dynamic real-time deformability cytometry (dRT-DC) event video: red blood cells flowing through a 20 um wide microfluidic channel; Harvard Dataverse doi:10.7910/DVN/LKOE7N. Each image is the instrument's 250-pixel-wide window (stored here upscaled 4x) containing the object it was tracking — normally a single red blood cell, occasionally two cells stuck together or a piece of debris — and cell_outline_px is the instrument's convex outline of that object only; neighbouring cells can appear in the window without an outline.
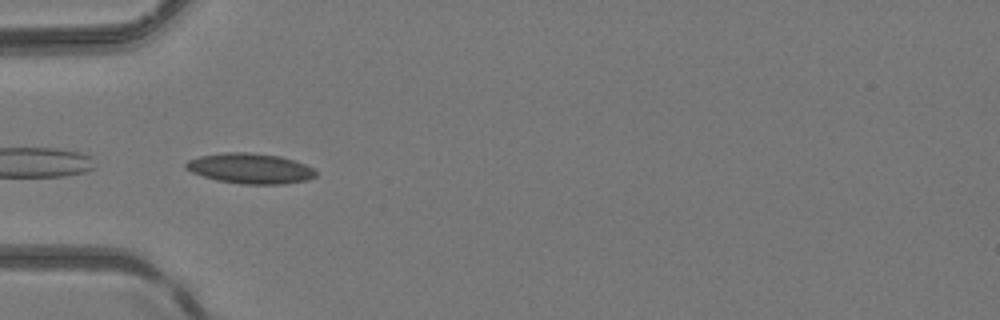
{"species": "common noctule bat (a hibernating species)", "species_latin": "Nyctalus noctula", "temperature_condition": "room temperature", "stored_images_in_passage": 8, "camera_frame_rate_fps": 3000, "um_per_image_px": 0.085, "animal": {"sex": "female", "body_mass_g": 24.6, "forearm_length_mm": 56.2}, "frame": {"image": 1, "passage_image": 3, "time_ms": 0.667, "image_size_px": [1000, 320], "cell_outline_px": [[316, 176], [308, 180], [284, 184], [240, 184], [216, 180], [192, 172], [184, 164], [188, 160], [200, 156], [224, 152], [248, 152], [280, 156], [316, 168]], "centroid_in_image_um": [21.3, 14.32], "position_along_channel_um": 63.7, "area_um2": 22.95}}